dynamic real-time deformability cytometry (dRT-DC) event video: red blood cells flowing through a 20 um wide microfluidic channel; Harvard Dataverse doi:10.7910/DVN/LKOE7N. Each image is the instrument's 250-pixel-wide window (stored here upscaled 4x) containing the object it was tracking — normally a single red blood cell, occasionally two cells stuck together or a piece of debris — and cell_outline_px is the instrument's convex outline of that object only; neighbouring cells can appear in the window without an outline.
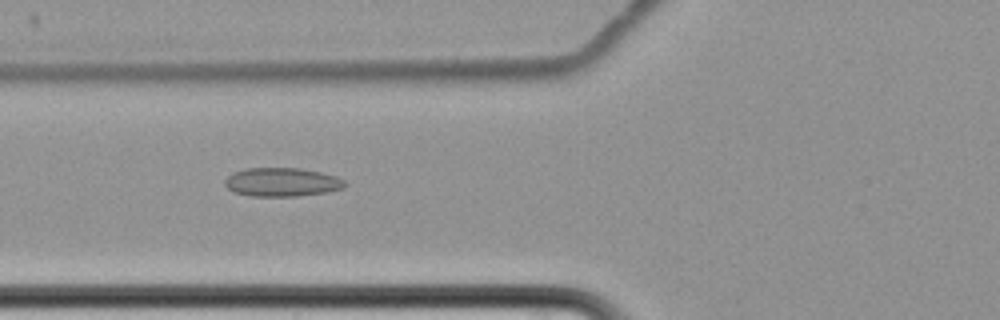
{"species": "common noctule bat (a hibernating species)", "species_latin": "Nyctalus noctula", "temperature_condition": "cold", "stored_images_in_passage": 10, "camera_frame_rate_fps": 3000, "um_per_image_px": 0.085, "animal": {"sex": "female", "body_mass_g": 22.7, "forearm_length_mm": 54.2}, "frame": {"image": 1, "passage_image": 5, "time_ms": 4.667, "image_size_px": [1000, 320], "cell_outline_px": [[348, 184], [344, 188], [328, 192], [296, 196], [252, 196], [232, 192], [224, 184], [224, 180], [232, 172], [244, 168], [300, 168], [320, 172], [336, 176], [344, 180]], "centroid_in_image_um": [23.96, 15.48], "position_along_channel_um": 101.8, "area_um2": 20.29}}
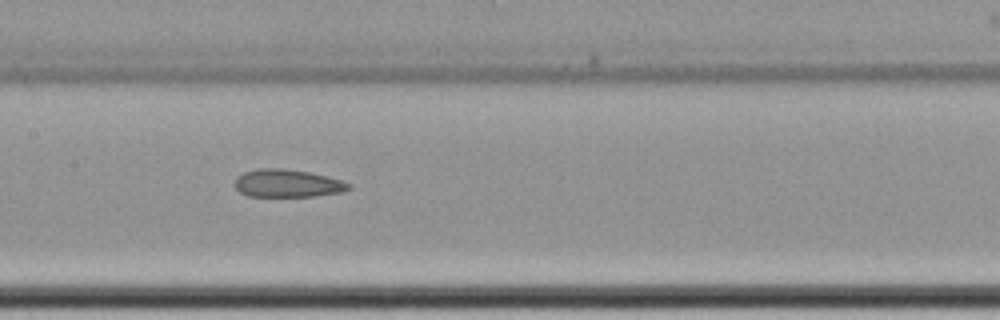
{"frame": {"image": 2, "passage_image": 7, "time_ms": 7.0, "image_size_px": [1000, 320], "cell_outline_px": [[352, 188], [344, 192], [312, 196], [248, 196], [240, 192], [232, 184], [236, 176], [244, 172], [256, 168], [284, 168], [308, 172], [340, 180], [352, 184]], "centroid_in_image_um": [24.39, 15.58], "position_along_channel_um": 183.0, "area_um2": 18.61}}
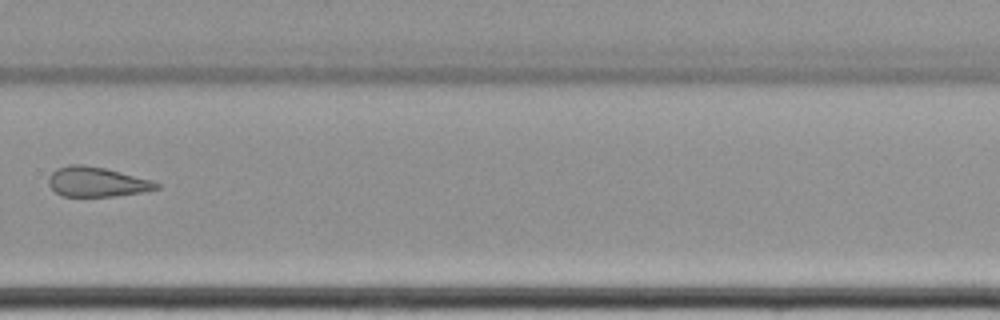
{"frame": {"image": 3, "passage_image": 10, "time_ms": 11.0, "image_size_px": [1000, 320], "cell_outline_px": [[160, 188], [140, 192], [112, 196], [64, 196], [56, 192], [48, 184], [48, 176], [56, 168], [68, 164], [84, 164], [104, 168], [152, 180], [160, 184]], "centroid_in_image_um": [8.19, 15.44], "position_along_channel_um": 321.6, "area_um2": 18.61}}